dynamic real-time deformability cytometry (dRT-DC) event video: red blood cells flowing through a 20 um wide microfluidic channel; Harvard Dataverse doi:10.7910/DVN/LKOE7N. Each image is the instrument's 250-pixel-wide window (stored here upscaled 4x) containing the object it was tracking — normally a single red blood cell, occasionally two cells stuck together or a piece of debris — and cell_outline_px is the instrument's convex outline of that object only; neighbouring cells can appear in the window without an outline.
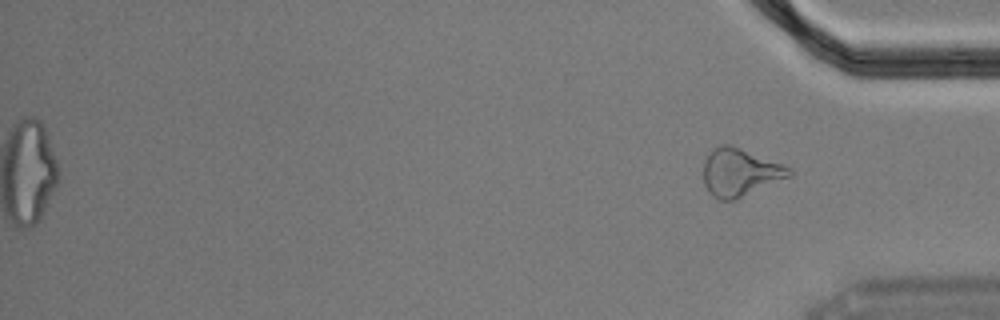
{"species": "Egyptian fruit bat (a non-hibernating species)", "species_latin": "Rousettus aegyptiacus", "temperature_condition": "cold", "stored_images_in_passage": 14, "segment_of_instrument_passage": [2, 2], "camera_frame_rate_fps": 3000, "um_per_image_px": 0.085, "animal": {"sex": "male"}, "frame": {"image": 1, "passage_image": 14, "time_ms": 4.333, "image_size_px": [1000, 320], "cell_outline_px": [[792, 176], [736, 200], [720, 200], [712, 196], [708, 192], [704, 184], [704, 160], [712, 148], [720, 144], [732, 144], [792, 168]], "centroid_in_image_um": [62.89, 14.65], "position_along_channel_um": 372.3, "area_um2": 24.22}}